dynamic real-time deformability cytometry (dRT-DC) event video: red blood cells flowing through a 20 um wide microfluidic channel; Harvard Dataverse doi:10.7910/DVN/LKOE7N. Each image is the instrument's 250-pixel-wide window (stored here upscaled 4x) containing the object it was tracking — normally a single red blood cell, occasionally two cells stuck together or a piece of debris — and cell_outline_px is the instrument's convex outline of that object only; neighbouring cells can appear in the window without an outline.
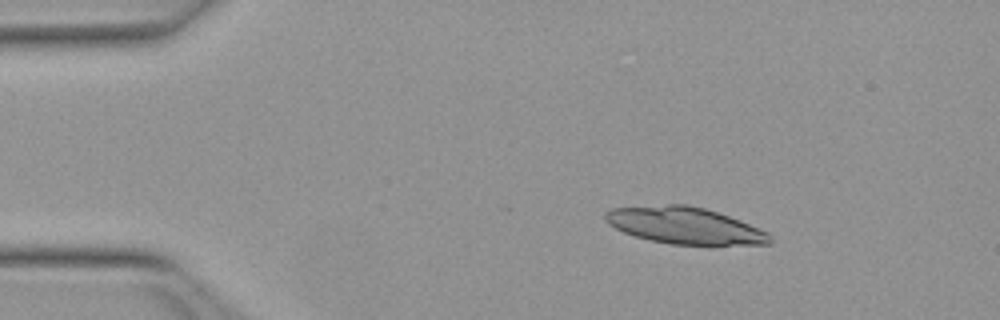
{"species": "Egyptian fruit bat (a non-hibernating species)", "species_latin": "Rousettus aegyptiacus", "temperature_condition": "warm", "stored_images_in_passage": 44, "camera_frame_rate_fps": 3000, "um_per_image_px": 0.085, "animal": {"sex": "female"}, "frame": {"image": 1, "passage_image": 1, "time_ms": 0.0, "image_size_px": [1000, 320], "cell_outline_px": [[772, 240], [768, 244], [672, 244], [652, 240], [636, 236], [624, 232], [608, 224], [604, 220], [604, 212], [612, 208], [668, 204], [684, 204], [704, 208], [740, 220], [768, 232], [772, 236]], "centroid_in_image_um": [58.18, 19.16], "position_along_channel_um": 26.8, "area_um2": 34.8}}
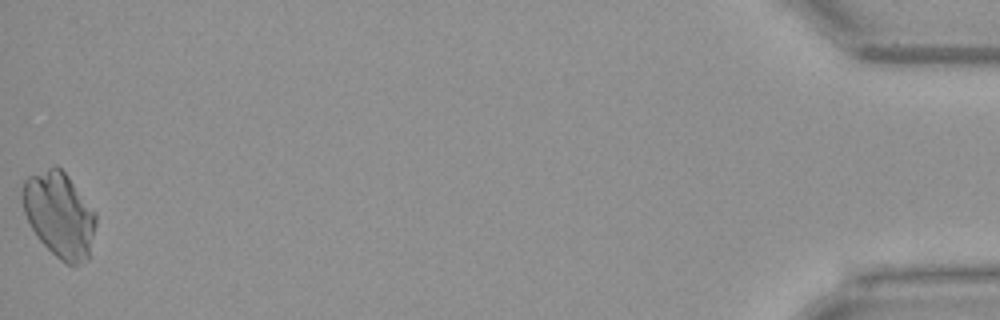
{"frame": {"image": 2, "passage_image": 44, "time_ms": 14.333, "image_size_px": [1000, 320], "cell_outline_px": [[96, 224], [88, 260], [76, 264], [68, 264], [60, 260], [36, 236], [24, 212], [20, 200], [20, 192], [24, 180], [28, 176], [52, 164], [56, 164], [68, 176], [96, 212]], "centroid_in_image_um": [5.02, 18.2], "position_along_channel_um": 430.2, "area_um2": 36.76}}